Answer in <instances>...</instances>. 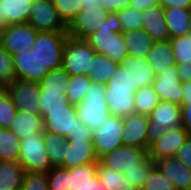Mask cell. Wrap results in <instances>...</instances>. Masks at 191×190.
Returning a JSON list of instances; mask_svg holds the SVG:
<instances>
[{"label": "cell", "mask_w": 191, "mask_h": 190, "mask_svg": "<svg viewBox=\"0 0 191 190\" xmlns=\"http://www.w3.org/2000/svg\"><path fill=\"white\" fill-rule=\"evenodd\" d=\"M75 139H93L92 130L86 127L83 130H76L67 137V141H74Z\"/></svg>", "instance_id": "53"}, {"label": "cell", "mask_w": 191, "mask_h": 190, "mask_svg": "<svg viewBox=\"0 0 191 190\" xmlns=\"http://www.w3.org/2000/svg\"><path fill=\"white\" fill-rule=\"evenodd\" d=\"M91 190H108V188H106L103 184H100L99 179L97 178L94 182H93V186Z\"/></svg>", "instance_id": "57"}, {"label": "cell", "mask_w": 191, "mask_h": 190, "mask_svg": "<svg viewBox=\"0 0 191 190\" xmlns=\"http://www.w3.org/2000/svg\"><path fill=\"white\" fill-rule=\"evenodd\" d=\"M159 102L160 99L153 85L139 88L134 94L135 113L149 116Z\"/></svg>", "instance_id": "32"}, {"label": "cell", "mask_w": 191, "mask_h": 190, "mask_svg": "<svg viewBox=\"0 0 191 190\" xmlns=\"http://www.w3.org/2000/svg\"><path fill=\"white\" fill-rule=\"evenodd\" d=\"M146 59L156 74L176 65L170 41L154 42Z\"/></svg>", "instance_id": "27"}, {"label": "cell", "mask_w": 191, "mask_h": 190, "mask_svg": "<svg viewBox=\"0 0 191 190\" xmlns=\"http://www.w3.org/2000/svg\"><path fill=\"white\" fill-rule=\"evenodd\" d=\"M181 125L191 135V98H182Z\"/></svg>", "instance_id": "47"}, {"label": "cell", "mask_w": 191, "mask_h": 190, "mask_svg": "<svg viewBox=\"0 0 191 190\" xmlns=\"http://www.w3.org/2000/svg\"><path fill=\"white\" fill-rule=\"evenodd\" d=\"M33 0H1L5 25L26 24Z\"/></svg>", "instance_id": "28"}, {"label": "cell", "mask_w": 191, "mask_h": 190, "mask_svg": "<svg viewBox=\"0 0 191 190\" xmlns=\"http://www.w3.org/2000/svg\"><path fill=\"white\" fill-rule=\"evenodd\" d=\"M143 13V28L154 42H164L170 40L168 27L165 21L164 8L154 6L146 9Z\"/></svg>", "instance_id": "21"}, {"label": "cell", "mask_w": 191, "mask_h": 190, "mask_svg": "<svg viewBox=\"0 0 191 190\" xmlns=\"http://www.w3.org/2000/svg\"><path fill=\"white\" fill-rule=\"evenodd\" d=\"M118 190H139L137 187L133 186L123 174H119V185Z\"/></svg>", "instance_id": "54"}, {"label": "cell", "mask_w": 191, "mask_h": 190, "mask_svg": "<svg viewBox=\"0 0 191 190\" xmlns=\"http://www.w3.org/2000/svg\"><path fill=\"white\" fill-rule=\"evenodd\" d=\"M13 61L16 78L39 82L50 71L44 67L40 55L34 48L13 55Z\"/></svg>", "instance_id": "15"}, {"label": "cell", "mask_w": 191, "mask_h": 190, "mask_svg": "<svg viewBox=\"0 0 191 190\" xmlns=\"http://www.w3.org/2000/svg\"><path fill=\"white\" fill-rule=\"evenodd\" d=\"M128 55L136 58H147L154 44L153 38L144 30L123 32Z\"/></svg>", "instance_id": "26"}, {"label": "cell", "mask_w": 191, "mask_h": 190, "mask_svg": "<svg viewBox=\"0 0 191 190\" xmlns=\"http://www.w3.org/2000/svg\"><path fill=\"white\" fill-rule=\"evenodd\" d=\"M176 64H188L191 62V33L175 37L169 40Z\"/></svg>", "instance_id": "37"}, {"label": "cell", "mask_w": 191, "mask_h": 190, "mask_svg": "<svg viewBox=\"0 0 191 190\" xmlns=\"http://www.w3.org/2000/svg\"><path fill=\"white\" fill-rule=\"evenodd\" d=\"M162 8L182 7L191 9V0H158Z\"/></svg>", "instance_id": "51"}, {"label": "cell", "mask_w": 191, "mask_h": 190, "mask_svg": "<svg viewBox=\"0 0 191 190\" xmlns=\"http://www.w3.org/2000/svg\"><path fill=\"white\" fill-rule=\"evenodd\" d=\"M187 33H191V23H190L189 30Z\"/></svg>", "instance_id": "59"}, {"label": "cell", "mask_w": 191, "mask_h": 190, "mask_svg": "<svg viewBox=\"0 0 191 190\" xmlns=\"http://www.w3.org/2000/svg\"><path fill=\"white\" fill-rule=\"evenodd\" d=\"M105 91L106 84L92 82L84 99L75 106L78 119L92 131L110 115Z\"/></svg>", "instance_id": "3"}, {"label": "cell", "mask_w": 191, "mask_h": 190, "mask_svg": "<svg viewBox=\"0 0 191 190\" xmlns=\"http://www.w3.org/2000/svg\"><path fill=\"white\" fill-rule=\"evenodd\" d=\"M49 190H67V169L53 167L48 173Z\"/></svg>", "instance_id": "46"}, {"label": "cell", "mask_w": 191, "mask_h": 190, "mask_svg": "<svg viewBox=\"0 0 191 190\" xmlns=\"http://www.w3.org/2000/svg\"><path fill=\"white\" fill-rule=\"evenodd\" d=\"M175 158L191 169V135L178 149Z\"/></svg>", "instance_id": "48"}, {"label": "cell", "mask_w": 191, "mask_h": 190, "mask_svg": "<svg viewBox=\"0 0 191 190\" xmlns=\"http://www.w3.org/2000/svg\"><path fill=\"white\" fill-rule=\"evenodd\" d=\"M20 140L8 128L0 129V161H18Z\"/></svg>", "instance_id": "34"}, {"label": "cell", "mask_w": 191, "mask_h": 190, "mask_svg": "<svg viewBox=\"0 0 191 190\" xmlns=\"http://www.w3.org/2000/svg\"><path fill=\"white\" fill-rule=\"evenodd\" d=\"M6 25L4 24V14H3V3L0 1V29L4 28Z\"/></svg>", "instance_id": "58"}, {"label": "cell", "mask_w": 191, "mask_h": 190, "mask_svg": "<svg viewBox=\"0 0 191 190\" xmlns=\"http://www.w3.org/2000/svg\"><path fill=\"white\" fill-rule=\"evenodd\" d=\"M58 10V15L62 22L68 27L76 15L82 10V4L76 0H52Z\"/></svg>", "instance_id": "42"}, {"label": "cell", "mask_w": 191, "mask_h": 190, "mask_svg": "<svg viewBox=\"0 0 191 190\" xmlns=\"http://www.w3.org/2000/svg\"><path fill=\"white\" fill-rule=\"evenodd\" d=\"M158 0H130L129 6L134 9L139 10L140 12L145 11L148 8L159 6Z\"/></svg>", "instance_id": "50"}, {"label": "cell", "mask_w": 191, "mask_h": 190, "mask_svg": "<svg viewBox=\"0 0 191 190\" xmlns=\"http://www.w3.org/2000/svg\"><path fill=\"white\" fill-rule=\"evenodd\" d=\"M93 139H75L74 141H67L64 148V160L60 166L65 169H72L84 164L98 163Z\"/></svg>", "instance_id": "18"}, {"label": "cell", "mask_w": 191, "mask_h": 190, "mask_svg": "<svg viewBox=\"0 0 191 190\" xmlns=\"http://www.w3.org/2000/svg\"><path fill=\"white\" fill-rule=\"evenodd\" d=\"M155 166L175 186L176 190H191V169L175 157L155 161Z\"/></svg>", "instance_id": "20"}, {"label": "cell", "mask_w": 191, "mask_h": 190, "mask_svg": "<svg viewBox=\"0 0 191 190\" xmlns=\"http://www.w3.org/2000/svg\"><path fill=\"white\" fill-rule=\"evenodd\" d=\"M37 34L28 23L6 25L0 29V45L13 56L33 48Z\"/></svg>", "instance_id": "12"}, {"label": "cell", "mask_w": 191, "mask_h": 190, "mask_svg": "<svg viewBox=\"0 0 191 190\" xmlns=\"http://www.w3.org/2000/svg\"><path fill=\"white\" fill-rule=\"evenodd\" d=\"M178 126H182L181 105L160 100L149 115L147 130L148 149L155 141L164 135L167 129Z\"/></svg>", "instance_id": "6"}, {"label": "cell", "mask_w": 191, "mask_h": 190, "mask_svg": "<svg viewBox=\"0 0 191 190\" xmlns=\"http://www.w3.org/2000/svg\"><path fill=\"white\" fill-rule=\"evenodd\" d=\"M102 10L117 13L129 6L130 0H101Z\"/></svg>", "instance_id": "49"}, {"label": "cell", "mask_w": 191, "mask_h": 190, "mask_svg": "<svg viewBox=\"0 0 191 190\" xmlns=\"http://www.w3.org/2000/svg\"><path fill=\"white\" fill-rule=\"evenodd\" d=\"M97 178V163L67 169V190H91Z\"/></svg>", "instance_id": "24"}, {"label": "cell", "mask_w": 191, "mask_h": 190, "mask_svg": "<svg viewBox=\"0 0 191 190\" xmlns=\"http://www.w3.org/2000/svg\"><path fill=\"white\" fill-rule=\"evenodd\" d=\"M108 12L102 7L82 9L67 27L68 36L75 39H85L99 30L101 21L105 20Z\"/></svg>", "instance_id": "14"}, {"label": "cell", "mask_w": 191, "mask_h": 190, "mask_svg": "<svg viewBox=\"0 0 191 190\" xmlns=\"http://www.w3.org/2000/svg\"><path fill=\"white\" fill-rule=\"evenodd\" d=\"M153 87L160 100L182 104V82L176 65L167 67L163 72L158 73Z\"/></svg>", "instance_id": "17"}, {"label": "cell", "mask_w": 191, "mask_h": 190, "mask_svg": "<svg viewBox=\"0 0 191 190\" xmlns=\"http://www.w3.org/2000/svg\"><path fill=\"white\" fill-rule=\"evenodd\" d=\"M18 162L22 164L24 172L47 174L53 168L44 146L43 132L30 134L20 140Z\"/></svg>", "instance_id": "4"}, {"label": "cell", "mask_w": 191, "mask_h": 190, "mask_svg": "<svg viewBox=\"0 0 191 190\" xmlns=\"http://www.w3.org/2000/svg\"><path fill=\"white\" fill-rule=\"evenodd\" d=\"M43 141L51 165L53 167H60L64 160V148L67 145V137L44 131Z\"/></svg>", "instance_id": "31"}, {"label": "cell", "mask_w": 191, "mask_h": 190, "mask_svg": "<svg viewBox=\"0 0 191 190\" xmlns=\"http://www.w3.org/2000/svg\"><path fill=\"white\" fill-rule=\"evenodd\" d=\"M170 39L186 35L191 23V9L170 7L164 9Z\"/></svg>", "instance_id": "25"}, {"label": "cell", "mask_w": 191, "mask_h": 190, "mask_svg": "<svg viewBox=\"0 0 191 190\" xmlns=\"http://www.w3.org/2000/svg\"><path fill=\"white\" fill-rule=\"evenodd\" d=\"M189 136L182 126L167 129L164 135L149 147L148 156L154 162L162 158L175 157Z\"/></svg>", "instance_id": "16"}, {"label": "cell", "mask_w": 191, "mask_h": 190, "mask_svg": "<svg viewBox=\"0 0 191 190\" xmlns=\"http://www.w3.org/2000/svg\"><path fill=\"white\" fill-rule=\"evenodd\" d=\"M21 190H49L47 174L24 172Z\"/></svg>", "instance_id": "44"}, {"label": "cell", "mask_w": 191, "mask_h": 190, "mask_svg": "<svg viewBox=\"0 0 191 190\" xmlns=\"http://www.w3.org/2000/svg\"><path fill=\"white\" fill-rule=\"evenodd\" d=\"M182 98H191V81L182 83Z\"/></svg>", "instance_id": "56"}, {"label": "cell", "mask_w": 191, "mask_h": 190, "mask_svg": "<svg viewBox=\"0 0 191 190\" xmlns=\"http://www.w3.org/2000/svg\"><path fill=\"white\" fill-rule=\"evenodd\" d=\"M10 129L19 140L27 138L30 134L44 132L43 118L40 114L17 110Z\"/></svg>", "instance_id": "23"}, {"label": "cell", "mask_w": 191, "mask_h": 190, "mask_svg": "<svg viewBox=\"0 0 191 190\" xmlns=\"http://www.w3.org/2000/svg\"><path fill=\"white\" fill-rule=\"evenodd\" d=\"M154 167L155 162L148 156L142 163L138 164V168L127 170L123 175L133 186L141 190L145 180Z\"/></svg>", "instance_id": "38"}, {"label": "cell", "mask_w": 191, "mask_h": 190, "mask_svg": "<svg viewBox=\"0 0 191 190\" xmlns=\"http://www.w3.org/2000/svg\"><path fill=\"white\" fill-rule=\"evenodd\" d=\"M97 52L84 40L67 36L63 49L62 67L70 75H91V64Z\"/></svg>", "instance_id": "5"}, {"label": "cell", "mask_w": 191, "mask_h": 190, "mask_svg": "<svg viewBox=\"0 0 191 190\" xmlns=\"http://www.w3.org/2000/svg\"><path fill=\"white\" fill-rule=\"evenodd\" d=\"M123 130V118L110 114L92 131L94 150L98 158L123 145Z\"/></svg>", "instance_id": "8"}, {"label": "cell", "mask_w": 191, "mask_h": 190, "mask_svg": "<svg viewBox=\"0 0 191 190\" xmlns=\"http://www.w3.org/2000/svg\"><path fill=\"white\" fill-rule=\"evenodd\" d=\"M76 2L82 4V9L102 6L101 0H76Z\"/></svg>", "instance_id": "55"}, {"label": "cell", "mask_w": 191, "mask_h": 190, "mask_svg": "<svg viewBox=\"0 0 191 190\" xmlns=\"http://www.w3.org/2000/svg\"><path fill=\"white\" fill-rule=\"evenodd\" d=\"M176 67L182 83L191 81V62L188 64H176Z\"/></svg>", "instance_id": "52"}, {"label": "cell", "mask_w": 191, "mask_h": 190, "mask_svg": "<svg viewBox=\"0 0 191 190\" xmlns=\"http://www.w3.org/2000/svg\"><path fill=\"white\" fill-rule=\"evenodd\" d=\"M98 179L108 190H118L119 174L117 170L104 166L100 161L97 163Z\"/></svg>", "instance_id": "45"}, {"label": "cell", "mask_w": 191, "mask_h": 190, "mask_svg": "<svg viewBox=\"0 0 191 190\" xmlns=\"http://www.w3.org/2000/svg\"><path fill=\"white\" fill-rule=\"evenodd\" d=\"M141 190H176L174 184L155 166Z\"/></svg>", "instance_id": "43"}, {"label": "cell", "mask_w": 191, "mask_h": 190, "mask_svg": "<svg viewBox=\"0 0 191 190\" xmlns=\"http://www.w3.org/2000/svg\"><path fill=\"white\" fill-rule=\"evenodd\" d=\"M27 23L37 32H67L52 0H33Z\"/></svg>", "instance_id": "9"}, {"label": "cell", "mask_w": 191, "mask_h": 190, "mask_svg": "<svg viewBox=\"0 0 191 190\" xmlns=\"http://www.w3.org/2000/svg\"><path fill=\"white\" fill-rule=\"evenodd\" d=\"M17 113V108L8 93L0 88V128H10Z\"/></svg>", "instance_id": "41"}, {"label": "cell", "mask_w": 191, "mask_h": 190, "mask_svg": "<svg viewBox=\"0 0 191 190\" xmlns=\"http://www.w3.org/2000/svg\"><path fill=\"white\" fill-rule=\"evenodd\" d=\"M148 157V150L132 146H119L101 156L99 161L106 167L117 170L121 174L132 168H138Z\"/></svg>", "instance_id": "13"}, {"label": "cell", "mask_w": 191, "mask_h": 190, "mask_svg": "<svg viewBox=\"0 0 191 190\" xmlns=\"http://www.w3.org/2000/svg\"><path fill=\"white\" fill-rule=\"evenodd\" d=\"M123 121V145L144 148L148 150L147 130L149 124V116L134 112L127 117H124Z\"/></svg>", "instance_id": "19"}, {"label": "cell", "mask_w": 191, "mask_h": 190, "mask_svg": "<svg viewBox=\"0 0 191 190\" xmlns=\"http://www.w3.org/2000/svg\"><path fill=\"white\" fill-rule=\"evenodd\" d=\"M40 116L43 118L47 110L65 109L69 105L66 98V89L61 90H40Z\"/></svg>", "instance_id": "33"}, {"label": "cell", "mask_w": 191, "mask_h": 190, "mask_svg": "<svg viewBox=\"0 0 191 190\" xmlns=\"http://www.w3.org/2000/svg\"><path fill=\"white\" fill-rule=\"evenodd\" d=\"M123 32L135 31L143 28V13L131 6L117 12Z\"/></svg>", "instance_id": "39"}, {"label": "cell", "mask_w": 191, "mask_h": 190, "mask_svg": "<svg viewBox=\"0 0 191 190\" xmlns=\"http://www.w3.org/2000/svg\"><path fill=\"white\" fill-rule=\"evenodd\" d=\"M70 74L63 68L54 69L39 81L40 90H61L69 85Z\"/></svg>", "instance_id": "36"}, {"label": "cell", "mask_w": 191, "mask_h": 190, "mask_svg": "<svg viewBox=\"0 0 191 190\" xmlns=\"http://www.w3.org/2000/svg\"><path fill=\"white\" fill-rule=\"evenodd\" d=\"M16 79L13 56L0 45V88L4 89Z\"/></svg>", "instance_id": "40"}, {"label": "cell", "mask_w": 191, "mask_h": 190, "mask_svg": "<svg viewBox=\"0 0 191 190\" xmlns=\"http://www.w3.org/2000/svg\"><path fill=\"white\" fill-rule=\"evenodd\" d=\"M137 90L132 72L119 65L106 83V102L110 114L124 118L134 113V94Z\"/></svg>", "instance_id": "2"}, {"label": "cell", "mask_w": 191, "mask_h": 190, "mask_svg": "<svg viewBox=\"0 0 191 190\" xmlns=\"http://www.w3.org/2000/svg\"><path fill=\"white\" fill-rule=\"evenodd\" d=\"M91 84L92 80L87 75H70L69 85L66 88V98L69 103L74 106L81 103Z\"/></svg>", "instance_id": "35"}, {"label": "cell", "mask_w": 191, "mask_h": 190, "mask_svg": "<svg viewBox=\"0 0 191 190\" xmlns=\"http://www.w3.org/2000/svg\"><path fill=\"white\" fill-rule=\"evenodd\" d=\"M119 65L104 54L96 53L92 59L91 75L89 77L94 83L106 84Z\"/></svg>", "instance_id": "30"}, {"label": "cell", "mask_w": 191, "mask_h": 190, "mask_svg": "<svg viewBox=\"0 0 191 190\" xmlns=\"http://www.w3.org/2000/svg\"><path fill=\"white\" fill-rule=\"evenodd\" d=\"M44 131L68 137L76 130H83L84 125L77 117L74 105H66L65 109L47 110L43 117Z\"/></svg>", "instance_id": "11"}, {"label": "cell", "mask_w": 191, "mask_h": 190, "mask_svg": "<svg viewBox=\"0 0 191 190\" xmlns=\"http://www.w3.org/2000/svg\"><path fill=\"white\" fill-rule=\"evenodd\" d=\"M24 169L18 161H0V190H21Z\"/></svg>", "instance_id": "29"}, {"label": "cell", "mask_w": 191, "mask_h": 190, "mask_svg": "<svg viewBox=\"0 0 191 190\" xmlns=\"http://www.w3.org/2000/svg\"><path fill=\"white\" fill-rule=\"evenodd\" d=\"M99 30L90 34L84 40L99 54L120 63L128 50L123 37V28L117 13L108 12L105 20L101 21Z\"/></svg>", "instance_id": "1"}, {"label": "cell", "mask_w": 191, "mask_h": 190, "mask_svg": "<svg viewBox=\"0 0 191 190\" xmlns=\"http://www.w3.org/2000/svg\"><path fill=\"white\" fill-rule=\"evenodd\" d=\"M67 32H38L33 48L50 71L62 67Z\"/></svg>", "instance_id": "7"}, {"label": "cell", "mask_w": 191, "mask_h": 190, "mask_svg": "<svg viewBox=\"0 0 191 190\" xmlns=\"http://www.w3.org/2000/svg\"><path fill=\"white\" fill-rule=\"evenodd\" d=\"M4 90L12 99L17 110L40 114V85L39 82L16 78Z\"/></svg>", "instance_id": "10"}, {"label": "cell", "mask_w": 191, "mask_h": 190, "mask_svg": "<svg viewBox=\"0 0 191 190\" xmlns=\"http://www.w3.org/2000/svg\"><path fill=\"white\" fill-rule=\"evenodd\" d=\"M119 64L124 69L132 72L137 89L153 85L157 74L153 71L146 58H136L132 55H127Z\"/></svg>", "instance_id": "22"}]
</instances>
